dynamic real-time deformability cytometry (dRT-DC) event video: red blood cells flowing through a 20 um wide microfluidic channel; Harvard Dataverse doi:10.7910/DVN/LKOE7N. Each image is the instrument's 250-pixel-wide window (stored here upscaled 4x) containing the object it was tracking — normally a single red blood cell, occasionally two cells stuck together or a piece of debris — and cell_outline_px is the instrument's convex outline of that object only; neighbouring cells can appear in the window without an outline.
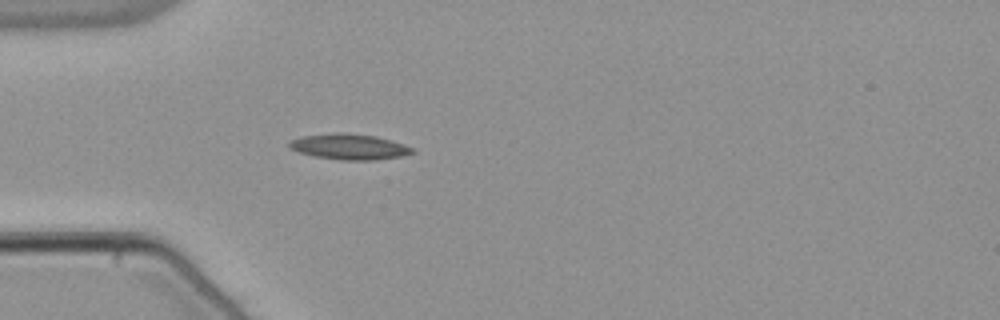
{"species": "common noctule bat (a hibernating species)", "species_latin": "Nyctalus noctula", "temperature_condition": "warm", "stored_images_in_passage": 39, "camera_frame_rate_fps": 3000, "um_per_image_px": 0.085, "animal": {"sex": "male", "body_mass_g": 21.5, "forearm_length_mm": 52.0}, "frame": {"image": 1, "passage_image": 1, "time_ms": 0.0, "image_size_px": [1000, 320], "cell_outline_px": [[416, 152], [400, 156], [372, 160], [344, 160], [316, 156], [300, 152], [288, 148], [288, 140], [304, 136], [376, 136], [416, 148]], "centroid_in_image_um": [29.74, 12.53], "position_along_channel_um": 55.3, "area_um2": 17.17}}
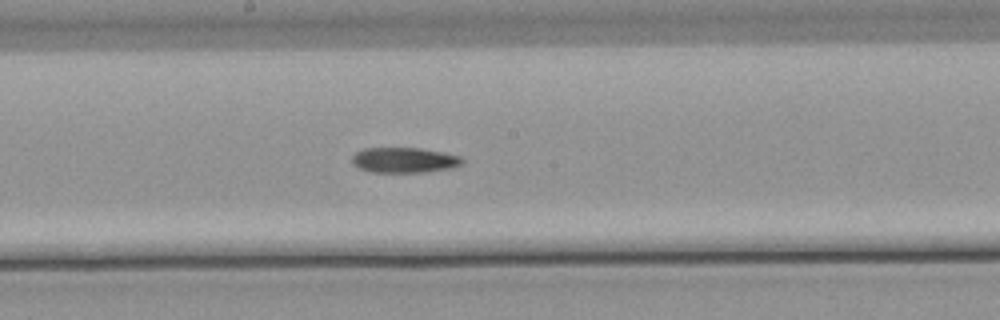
{"frame": {"image": 2, "passage_image": 14, "time_ms": 4.333, "image_size_px": [1000, 320], "cell_outline_px": [[464, 164], [452, 168], [424, 172], [372, 172], [360, 168], [352, 164], [352, 156], [356, 152], [364, 148], [420, 148], [444, 152], [460, 156], [464, 160]], "centroid_in_image_um": [34.39, 13.6], "position_along_channel_um": 213.8, "area_um2": 16.36}}
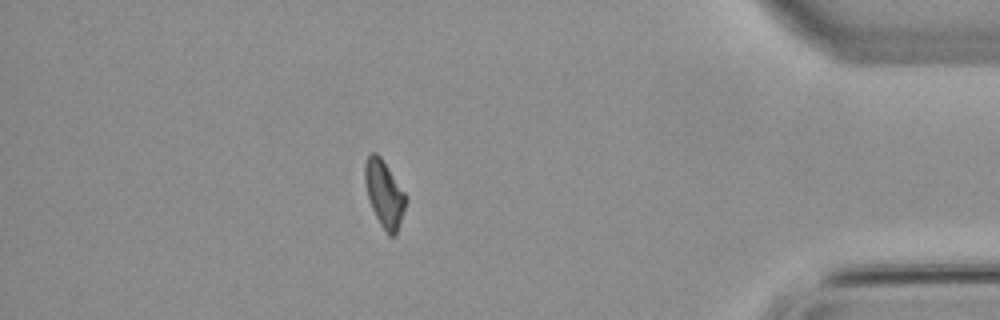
{"frame": {"image": 3, "passage_image": 32, "time_ms": 10.333, "image_size_px": [1000, 320], "cell_outline_px": [[408, 200], [396, 236], [388, 236], [380, 224], [368, 200], [364, 180], [364, 164], [368, 156], [372, 152], [376, 152], [380, 156], [404, 192]], "centroid_in_image_um": [32.66, 16.5], "position_along_channel_um": 402.5, "area_um2": 15.95}}